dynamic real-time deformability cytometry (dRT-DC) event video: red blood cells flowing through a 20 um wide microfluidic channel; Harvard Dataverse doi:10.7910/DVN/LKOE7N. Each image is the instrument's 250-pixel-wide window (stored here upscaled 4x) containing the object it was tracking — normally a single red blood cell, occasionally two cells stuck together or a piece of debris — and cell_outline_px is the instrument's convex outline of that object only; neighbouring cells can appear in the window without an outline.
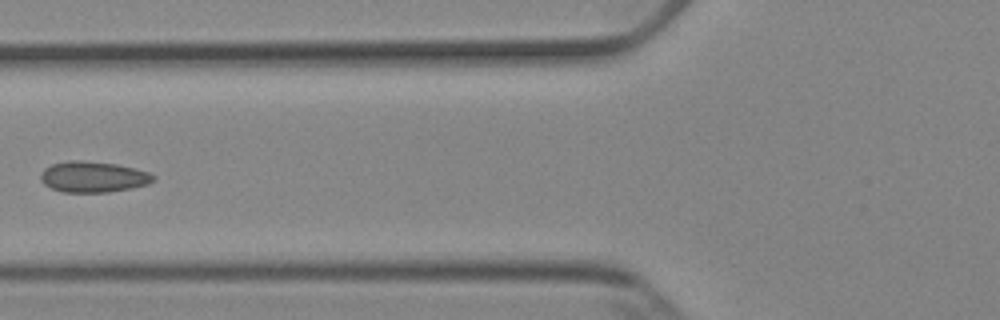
{"species": "Egyptian fruit bat (a non-hibernating species)", "species_latin": "Rousettus aegyptiacus", "temperature_condition": "cold", "stored_images_in_passage": 7, "camera_frame_rate_fps": 3000, "um_per_image_px": 0.085, "animal": {"sex": "female"}, "frame": {"image": 1, "passage_image": 6, "time_ms": 6.0, "image_size_px": [1000, 320], "cell_outline_px": [[156, 180], [148, 184], [132, 188], [108, 192], [64, 192], [52, 188], [44, 184], [40, 180], [40, 176], [44, 168], [52, 164], [76, 160], [80, 160], [116, 164], [148, 172], [156, 176]], "centroid_in_image_um": [7.93, 15.04], "position_along_channel_um": 117.9, "area_um2": 20.17}}
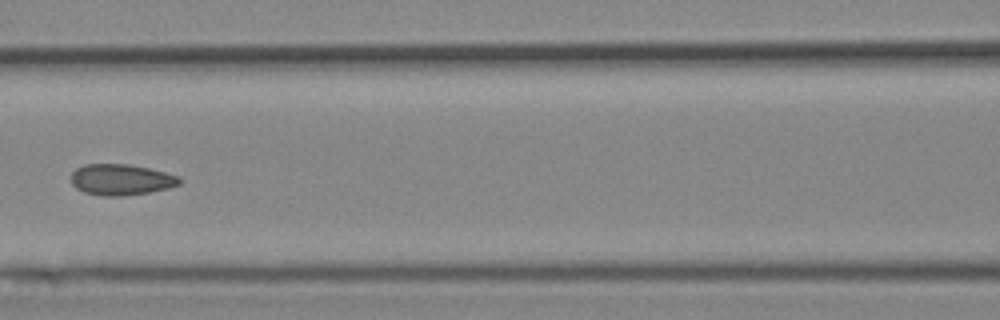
{"frame": {"image": 2, "passage_image": 7, "time_ms": 7.0, "image_size_px": [1000, 320], "cell_outline_px": [[180, 184], [168, 188], [148, 192], [120, 196], [104, 196], [84, 192], [76, 188], [72, 184], [72, 172], [76, 168], [84, 164], [128, 164], [148, 168], [180, 176]], "centroid_in_image_um": [10.28, 15.26], "position_along_channel_um": 156.3, "area_um2": 19.48}}